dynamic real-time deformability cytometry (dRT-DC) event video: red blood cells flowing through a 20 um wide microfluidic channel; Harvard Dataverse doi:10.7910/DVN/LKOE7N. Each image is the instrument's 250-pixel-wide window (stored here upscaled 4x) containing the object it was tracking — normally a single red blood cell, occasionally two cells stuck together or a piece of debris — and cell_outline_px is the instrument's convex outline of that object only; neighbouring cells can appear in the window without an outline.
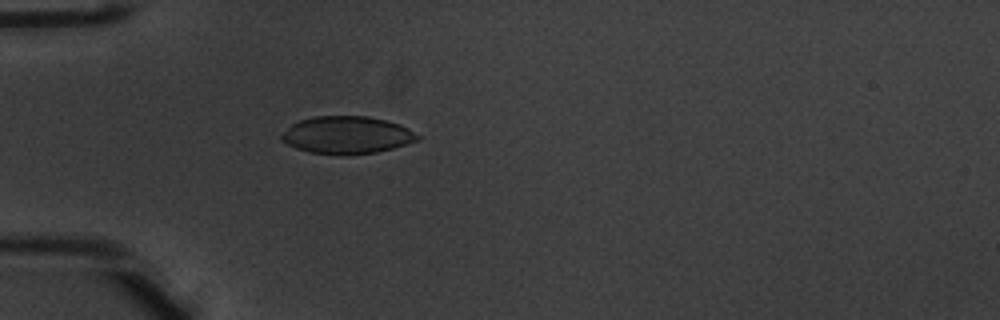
{"species": "common noctule bat (a hibernating species)", "species_latin": "Nyctalus noctula", "temperature_condition": "warm", "stored_images_in_passage": 12, "camera_frame_rate_fps": 3000, "um_per_image_px": 0.085, "animal": {"sex": "male", "body_mass_g": 20.1, "forearm_length_mm": 53.5}, "frame": {"image": 1, "passage_image": 12, "time_ms": 3.667, "image_size_px": [1000, 320], "cell_outline_px": [[420, 140], [392, 148], [376, 152], [344, 156], [340, 156], [308, 152], [296, 148], [280, 140], [280, 136], [292, 124], [300, 120], [316, 116], [368, 116], [400, 124], [408, 128], [420, 136]], "centroid_in_image_um": [29.48, 11.49], "position_along_channel_um": 55.5, "area_um2": 29.82}}